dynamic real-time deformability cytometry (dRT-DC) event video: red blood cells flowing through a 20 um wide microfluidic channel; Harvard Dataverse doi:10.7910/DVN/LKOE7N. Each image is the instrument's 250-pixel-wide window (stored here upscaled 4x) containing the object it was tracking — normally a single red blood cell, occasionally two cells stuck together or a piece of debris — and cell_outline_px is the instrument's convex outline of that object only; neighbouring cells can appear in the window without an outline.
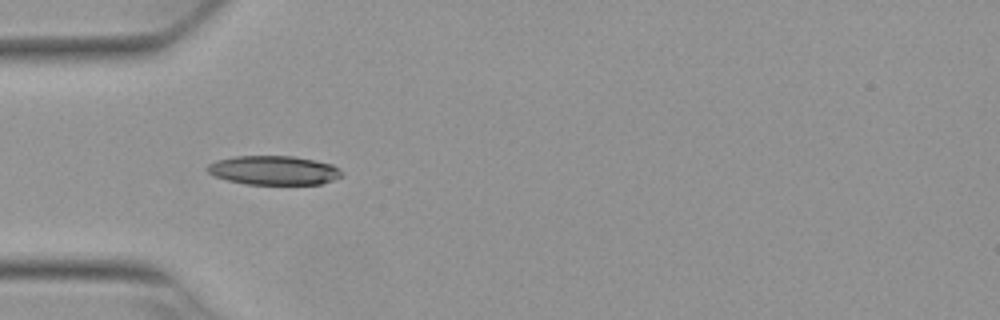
{"species": "Egyptian fruit bat (a non-hibernating species)", "species_latin": "Rousettus aegyptiacus", "temperature_condition": "warm", "stored_images_in_passage": 28, "camera_frame_rate_fps": 3000, "um_per_image_px": 0.085, "animal": {"sex": "female"}, "frame": {"image": 1, "passage_image": 5, "time_ms": 1.333, "image_size_px": [1000, 320], "cell_outline_px": [[344, 172], [340, 176], [332, 180], [320, 184], [244, 184], [228, 180], [216, 176], [208, 172], [204, 168], [208, 164], [216, 160], [236, 156], [292, 156], [332, 164]], "centroid_in_image_um": [23.24, 14.47], "position_along_channel_um": 61.8, "area_um2": 22.66}}
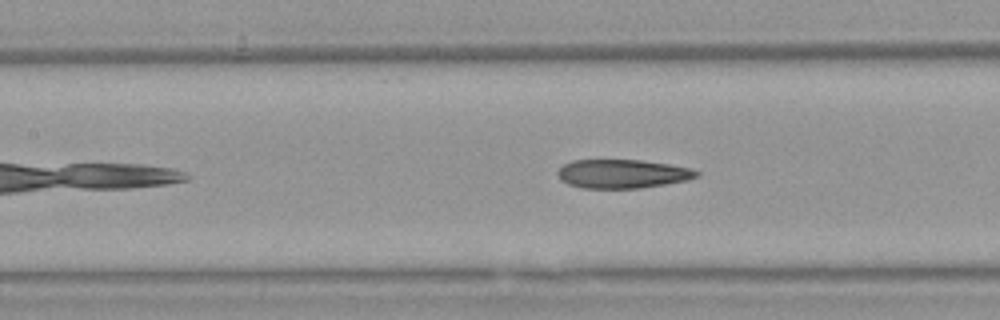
{"frame": {"image": 2, "passage_image": 9, "time_ms": 2.667, "image_size_px": [1000, 320], "cell_outline_px": [[700, 176], [688, 180], [640, 188], [584, 188], [568, 184], [560, 180], [556, 172], [564, 164], [572, 160], [640, 160], [668, 164], [692, 168], [700, 172]], "centroid_in_image_um": [52.91, 14.77], "position_along_channel_um": 154.5, "area_um2": 23.35}, "authors_computed_cell_mechanics": {"area_um2": 23.4957, "velocity_mm_per_s": 3.8559, "shape_relaxation_time_tau1_ms": null, "shape_relaxation_time_tau2_ms": 1.6688, "deformation_change_tau1": null, "deformation_change_tau2": 0.0857}}